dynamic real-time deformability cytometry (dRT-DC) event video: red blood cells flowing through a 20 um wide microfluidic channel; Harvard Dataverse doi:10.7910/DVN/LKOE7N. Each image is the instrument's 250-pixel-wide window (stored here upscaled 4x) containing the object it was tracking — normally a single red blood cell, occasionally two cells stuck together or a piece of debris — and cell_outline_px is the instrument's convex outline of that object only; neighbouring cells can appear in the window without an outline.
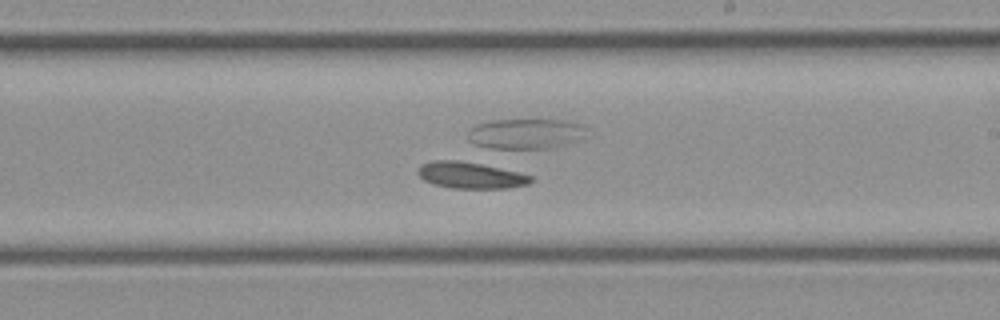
{"species": "common noctule bat (a hibernating species)", "species_latin": "Nyctalus noctula", "temperature_condition": "cold", "stored_images_in_passage": 25, "camera_frame_rate_fps": 3000, "um_per_image_px": 0.085, "animal": {"sex": "female", "body_mass_g": 21.9}, "frame": {"image": 1, "passage_image": 11, "time_ms": 3.333, "image_size_px": [1000, 320], "cell_outline_px": [[532, 180], [528, 184], [508, 188], [452, 188], [432, 184], [424, 180], [416, 172], [416, 168], [420, 164], [432, 160], [460, 160], [480, 164], [516, 172], [532, 176]], "centroid_in_image_um": [39.91, 14.89], "position_along_channel_um": 249.1, "area_um2": 17.34}}
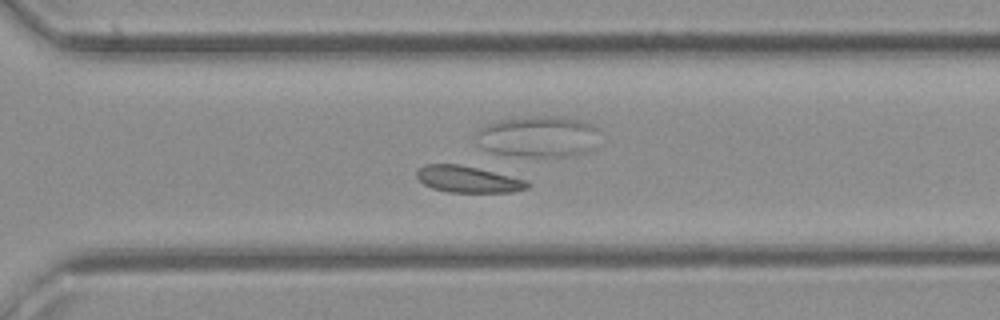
{"frame": {"image": 2, "passage_image": 15, "time_ms": 4.667, "image_size_px": [1000, 320], "cell_outline_px": [[532, 184], [528, 188], [512, 192], [448, 192], [432, 188], [424, 184], [416, 176], [416, 172], [424, 164], [460, 164], [528, 180]], "centroid_in_image_um": [39.8, 15.24], "position_along_channel_um": 330.8, "area_um2": 17.11}}
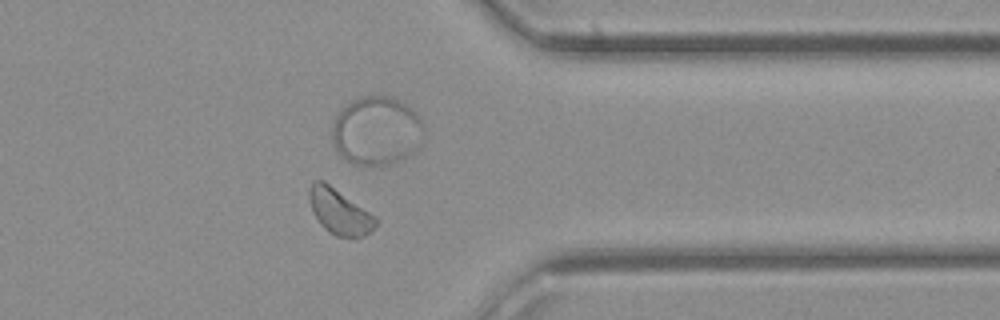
{"frame": {"image": 3, "passage_image": 18, "time_ms": 5.667, "image_size_px": [1000, 320], "cell_outline_px": [[376, 224], [372, 232], [364, 236], [352, 240], [336, 236], [328, 232], [320, 224], [312, 212], [308, 200], [308, 188], [312, 180], [324, 180], [376, 216]], "centroid_in_image_um": [28.83, 18.01], "position_along_channel_um": 382.6, "area_um2": 18.21}}